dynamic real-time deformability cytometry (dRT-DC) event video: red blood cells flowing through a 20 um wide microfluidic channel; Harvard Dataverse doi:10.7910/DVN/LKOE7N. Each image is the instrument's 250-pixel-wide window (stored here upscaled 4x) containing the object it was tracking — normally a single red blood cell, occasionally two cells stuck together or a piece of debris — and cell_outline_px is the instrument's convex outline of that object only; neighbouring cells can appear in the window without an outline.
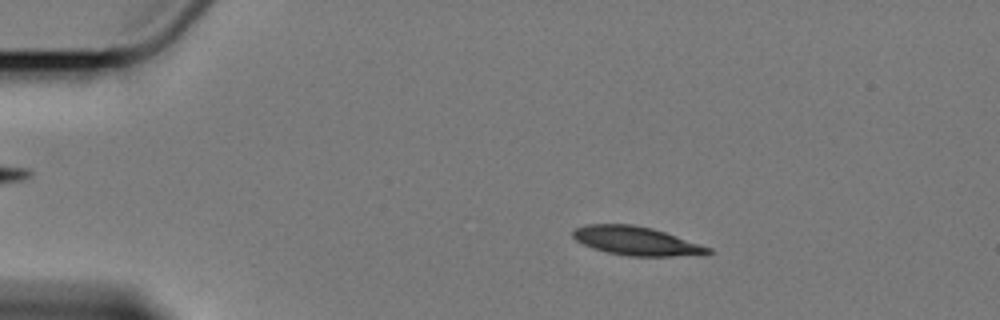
{"species": "Egyptian fruit bat (a non-hibernating species)", "species_latin": "Rousettus aegyptiacus", "temperature_condition": "cold", "stored_images_in_passage": 4, "camera_frame_rate_fps": 3000, "um_per_image_px": 0.085, "animal": {"sex": "female"}, "frame": {"image": 1, "passage_image": 2, "time_ms": 1.333, "image_size_px": [1000, 320], "cell_outline_px": [[716, 252], [672, 256], [628, 256], [608, 252], [592, 248], [576, 240], [572, 236], [572, 232], [576, 228], [588, 224], [632, 224], [652, 228], [712, 248]], "centroid_in_image_um": [54.06, 20.47], "position_along_channel_um": 30.9, "area_um2": 22.31}}